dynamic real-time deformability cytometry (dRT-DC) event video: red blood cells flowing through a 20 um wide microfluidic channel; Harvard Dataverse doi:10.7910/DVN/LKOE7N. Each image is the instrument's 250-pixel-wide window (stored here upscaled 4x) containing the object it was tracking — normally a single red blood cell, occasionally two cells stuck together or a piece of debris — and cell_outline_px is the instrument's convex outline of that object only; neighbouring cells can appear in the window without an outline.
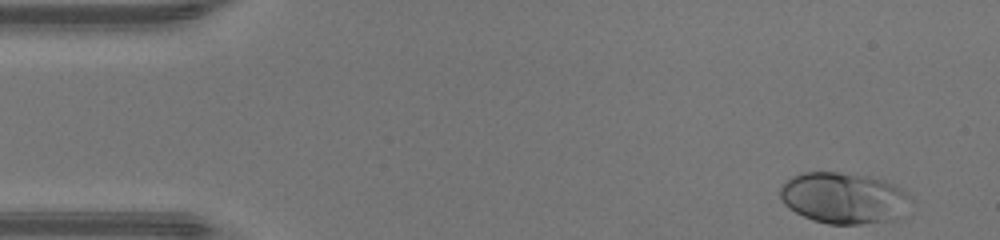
{"species": "human", "species_latin": "Homo sapiens", "temperature_condition": "warm", "stored_images_in_passage": 45, "camera_frame_rate_fps": 3000, "um_per_image_px": 0.085, "donor": {"sex": "male"}, "frame": {"image": 1, "passage_image": 1, "time_ms": 0.0, "image_size_px": [1000, 240], "cell_outline_px": [[912, 200], [900, 220], [860, 224], [828, 224], [812, 220], [788, 208], [784, 204], [780, 196], [780, 184], [792, 176], [800, 172], [836, 172], [868, 176], [884, 180], [900, 188], [912, 196]], "centroid_in_image_um": [71.74, 16.84], "position_along_channel_um": 13.3, "area_um2": 39.54}}
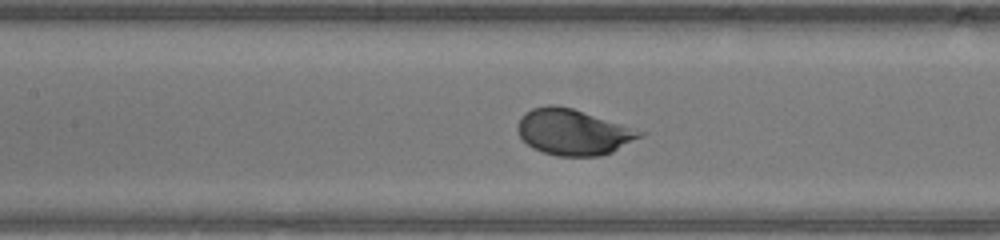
{"frame": {"image": 2, "passage_image": 19, "time_ms": 6.0, "image_size_px": [1000, 240], "cell_outline_px": [[648, 132], [644, 136], [612, 152], [600, 156], [556, 156], [532, 148], [520, 136], [516, 128], [520, 116], [524, 112], [532, 108], [548, 104], [556, 104], [572, 108]], "centroid_in_image_um": [48.73, 11.21], "position_along_channel_um": 158.7, "area_um2": 33.0}}
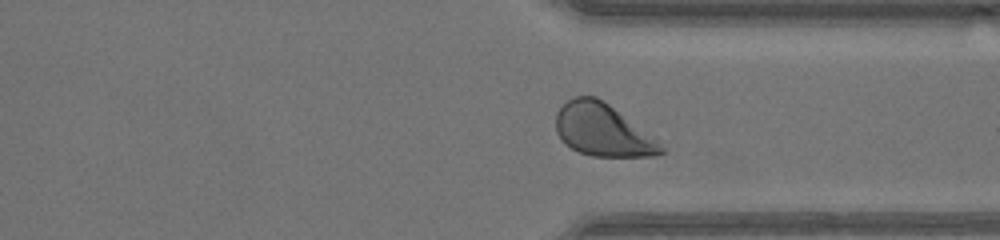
{"frame": {"image": 3, "passage_image": 33, "time_ms": 10.667, "image_size_px": [1000, 240], "cell_outline_px": [[664, 152], [656, 156], [592, 156], [580, 152], [564, 144], [556, 132], [556, 112], [568, 100], [576, 96], [596, 96], [608, 104], [664, 148]], "centroid_in_image_um": [51.13, 11.06], "position_along_channel_um": 360.3, "area_um2": 31.1}, "authors_computed_cell_mechanics": {"area_um2": 33.1194, "velocity_mm_per_s": 4.3369, "shape_relaxation_time_tau1_ms": 1.4657, "shape_relaxation_time_tau2_ms": null, "deformation_change_tau1": 0.1598, "deformation_change_tau2": null}}